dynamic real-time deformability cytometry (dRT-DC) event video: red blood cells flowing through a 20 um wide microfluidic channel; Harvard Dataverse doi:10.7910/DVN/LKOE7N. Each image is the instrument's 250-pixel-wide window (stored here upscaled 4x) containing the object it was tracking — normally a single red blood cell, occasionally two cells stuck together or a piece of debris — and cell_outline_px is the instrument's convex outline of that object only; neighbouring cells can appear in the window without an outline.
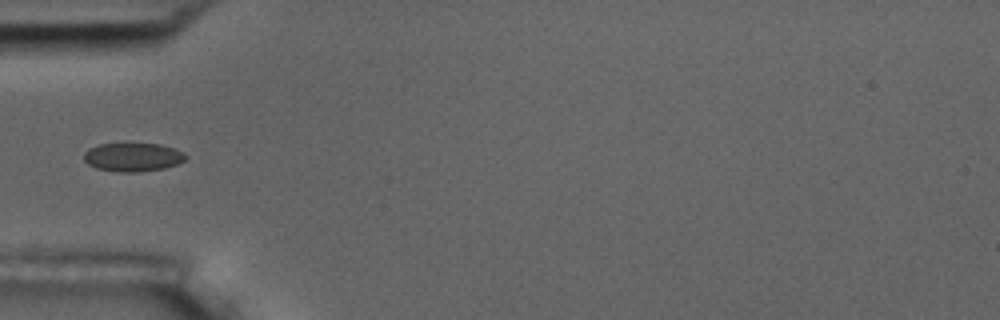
{"species": "common noctule bat (a hibernating species)", "species_latin": "Nyctalus noctula", "temperature_condition": "room temperature", "stored_images_in_passage": 15, "camera_frame_rate_fps": 3000, "um_per_image_px": 0.085, "animal": {"sex": "male", "body_mass_g": 17.5, "forearm_length_mm": 52.3}, "frame": {"image": 1, "passage_image": 5, "time_ms": 5.667, "image_size_px": [1000, 320], "cell_outline_px": [[188, 156], [184, 160], [176, 164], [164, 168], [136, 172], [120, 172], [96, 168], [88, 164], [84, 160], [84, 152], [88, 148], [100, 144], [160, 144], [184, 152]], "centroid_in_image_um": [11.28, 13.35], "position_along_channel_um": 73.7, "area_um2": 16.82}}
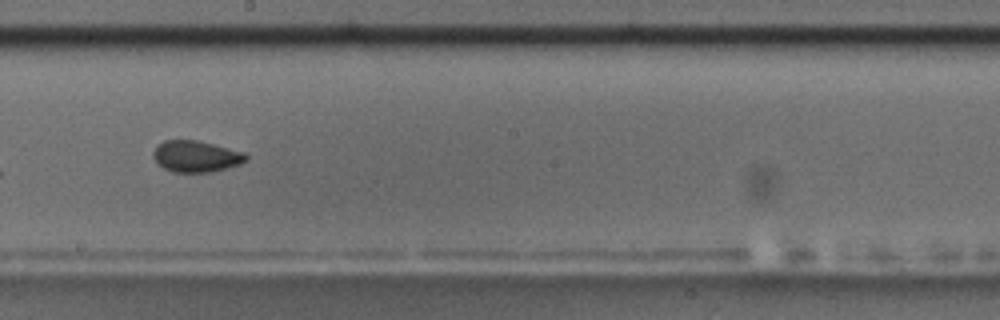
{"frame": {"image": 2, "passage_image": 9, "time_ms": 10.0, "image_size_px": [1000, 320], "cell_outline_px": [[248, 160], [240, 164], [212, 172], [172, 172], [156, 164], [152, 156], [152, 152], [156, 144], [164, 140], [196, 140], [244, 152], [248, 156]], "centroid_in_image_um": [16.61, 13.29], "position_along_channel_um": 231.6, "area_um2": 17.17}, "authors_computed_cell_mechanics": {"area_um2": 17.3978, "velocity_mm_per_s": 3.6426, "shape_relaxation_time_tau1_ms": 3.8077, "shape_relaxation_time_tau2_ms": 4.7275, "deformation_change_tau1": 0.0778, "deformation_change_tau2": 0.092}}